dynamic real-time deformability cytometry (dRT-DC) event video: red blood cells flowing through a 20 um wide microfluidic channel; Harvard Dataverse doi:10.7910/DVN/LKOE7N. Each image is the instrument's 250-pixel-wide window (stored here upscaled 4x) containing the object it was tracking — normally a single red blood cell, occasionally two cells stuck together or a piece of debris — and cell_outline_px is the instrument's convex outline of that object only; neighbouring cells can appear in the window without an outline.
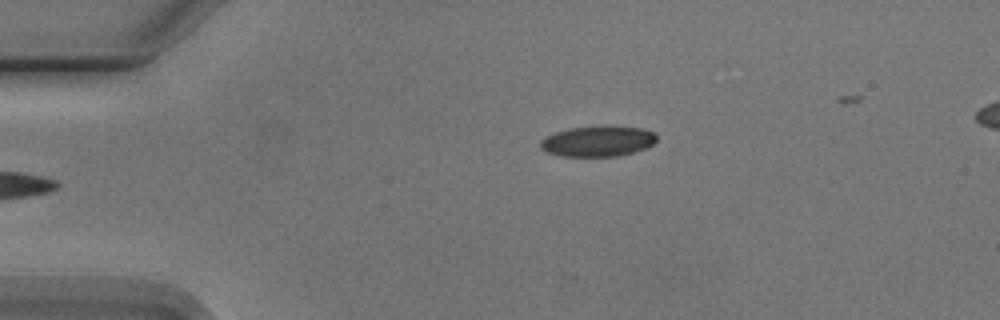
{"species": "Egyptian fruit bat (a non-hibernating species)", "species_latin": "Rousettus aegyptiacus", "temperature_condition": "cold", "stored_images_in_passage": 2, "camera_frame_rate_fps": 3000, "um_per_image_px": 0.085, "animal": {"sex": "male"}, "frame": {"image": 1, "passage_image": 2, "time_ms": 2.0, "image_size_px": [1000, 320], "cell_outline_px": [[656, 140], [648, 148], [616, 156], [560, 156], [548, 152], [540, 148], [540, 140], [544, 136], [568, 128], [608, 124], [612, 124], [640, 128], [652, 132], [656, 136]], "centroid_in_image_um": [50.8, 11.97], "position_along_channel_um": 34.2, "area_um2": 21.1}}